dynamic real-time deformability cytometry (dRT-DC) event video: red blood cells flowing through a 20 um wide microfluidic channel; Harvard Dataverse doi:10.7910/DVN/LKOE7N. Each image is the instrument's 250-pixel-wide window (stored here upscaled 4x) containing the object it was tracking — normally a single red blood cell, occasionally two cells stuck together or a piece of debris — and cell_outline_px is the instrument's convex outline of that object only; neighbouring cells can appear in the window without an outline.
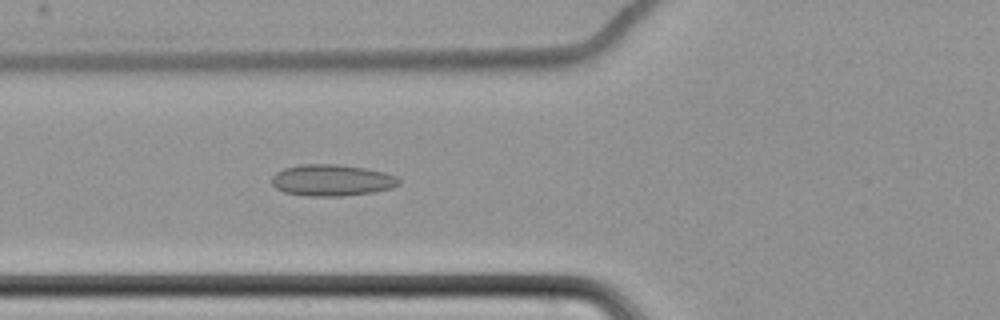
{"species": "common noctule bat (a hibernating species)", "species_latin": "Nyctalus noctula", "temperature_condition": "cold", "stored_images_in_passage": 64, "camera_frame_rate_fps": 3000, "um_per_image_px": 0.085, "animal": {"sex": "female", "body_mass_g": 22.7, "forearm_length_mm": 54.2}, "frame": {"image": 1, "passage_image": 27, "time_ms": 8.667, "image_size_px": [1000, 320], "cell_outline_px": [[400, 184], [392, 188], [372, 192], [340, 196], [304, 196], [284, 192], [276, 188], [272, 184], [272, 176], [276, 172], [284, 168], [300, 164], [336, 164], [364, 168], [384, 172], [396, 176], [400, 180]], "centroid_in_image_um": [28.19, 15.32], "position_along_channel_um": 97.6, "area_um2": 23.35}}
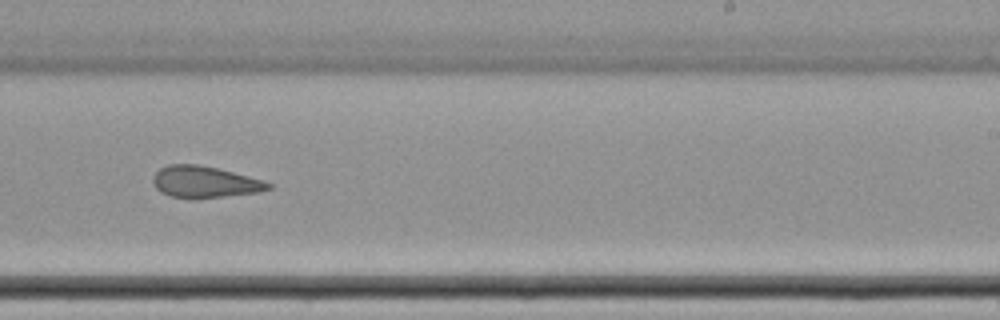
{"frame": {"image": 2, "passage_image": 42, "time_ms": 13.667, "image_size_px": [1000, 320], "cell_outline_px": [[272, 188], [260, 192], [224, 196], [172, 196], [160, 192], [152, 184], [152, 176], [160, 168], [168, 164], [200, 164], [264, 180], [272, 184]], "centroid_in_image_um": [17.39, 15.43], "position_along_channel_um": 271.6, "area_um2": 20.75}}
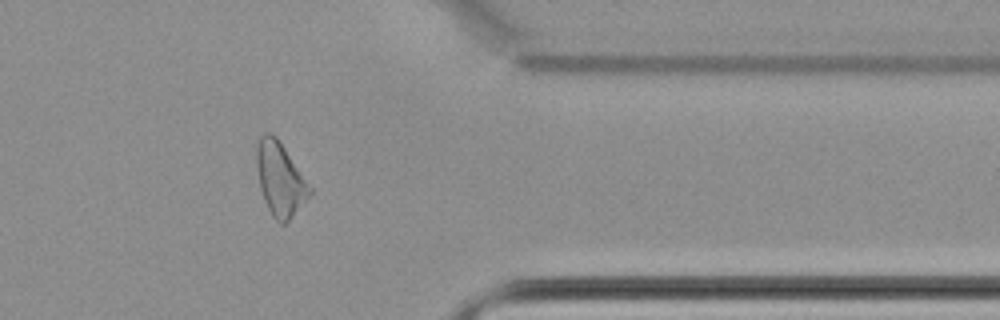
{"frame": {"image": 3, "passage_image": 53, "time_ms": 17.333, "image_size_px": [1000, 320], "cell_outline_px": [[312, 192], [288, 220], [284, 224], [280, 224], [272, 216], [264, 200], [260, 188], [256, 168], [256, 144], [260, 136], [264, 132], [268, 132], [276, 136], [280, 140], [312, 188]], "centroid_in_image_um": [23.78, 15.17], "position_along_channel_um": 387.6, "area_um2": 22.72}, "authors_computed_cell_mechanics": {"area_um2": 23.2645, "velocity_mm_per_s": 3.4814, "shape_relaxation_time_tau1_ms": null, "shape_relaxation_time_tau2_ms": 7.5496, "deformation_change_tau1": null, "deformation_change_tau2": 0.1935}}